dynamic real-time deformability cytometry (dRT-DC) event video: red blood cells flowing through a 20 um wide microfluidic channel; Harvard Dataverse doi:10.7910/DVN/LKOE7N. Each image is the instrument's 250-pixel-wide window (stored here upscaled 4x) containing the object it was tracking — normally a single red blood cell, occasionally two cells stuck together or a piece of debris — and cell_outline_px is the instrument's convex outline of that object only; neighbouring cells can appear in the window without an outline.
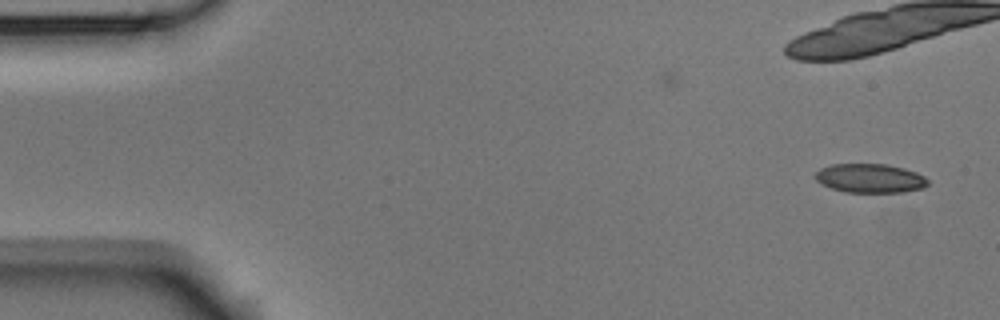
{"species": "Egyptian fruit bat (a non-hibernating species)", "species_latin": "Rousettus aegyptiacus", "temperature_condition": "room temperature", "stored_images_in_passage": 6, "camera_frame_rate_fps": 3000, "um_per_image_px": 0.085, "animal": {"sex": "male"}, "frame": {"image": 1, "passage_image": 1, "time_ms": 0.0, "image_size_px": [1000, 320], "cell_outline_px": [[928, 184], [924, 188], [904, 192], [844, 192], [820, 184], [816, 180], [816, 172], [820, 168], [832, 164], [884, 164], [904, 168], [916, 172], [924, 176], [928, 180]], "centroid_in_image_um": [73.96, 15.15], "position_along_channel_um": 11.0, "area_um2": 19.07}}